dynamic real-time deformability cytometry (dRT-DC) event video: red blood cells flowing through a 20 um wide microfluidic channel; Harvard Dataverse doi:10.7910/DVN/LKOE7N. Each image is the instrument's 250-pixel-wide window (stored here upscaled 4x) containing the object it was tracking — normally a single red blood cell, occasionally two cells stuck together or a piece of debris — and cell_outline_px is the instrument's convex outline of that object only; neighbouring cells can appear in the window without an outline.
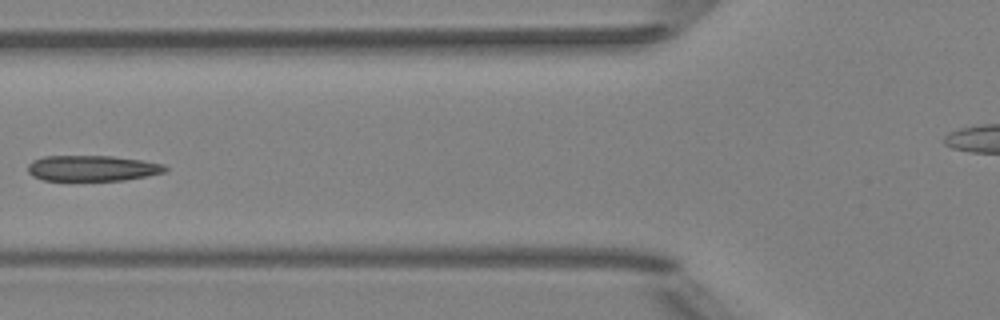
{"species": "Egyptian fruit bat (a non-hibernating species)", "species_latin": "Rousettus aegyptiacus", "temperature_condition": "room temperature", "stored_images_in_passage": 6, "camera_frame_rate_fps": 3000, "um_per_image_px": 0.085, "animal": {"sex": "female"}, "frame": {"image": 1, "passage_image": 5, "time_ms": 4.667, "image_size_px": [1000, 320], "cell_outline_px": [[168, 168], [164, 172], [148, 176], [124, 180], [44, 180], [32, 176], [28, 172], [28, 164], [32, 160], [44, 156], [112, 156], [140, 160], [164, 164]], "centroid_in_image_um": [7.83, 14.3], "position_along_channel_um": 118.0, "area_um2": 20.52}}
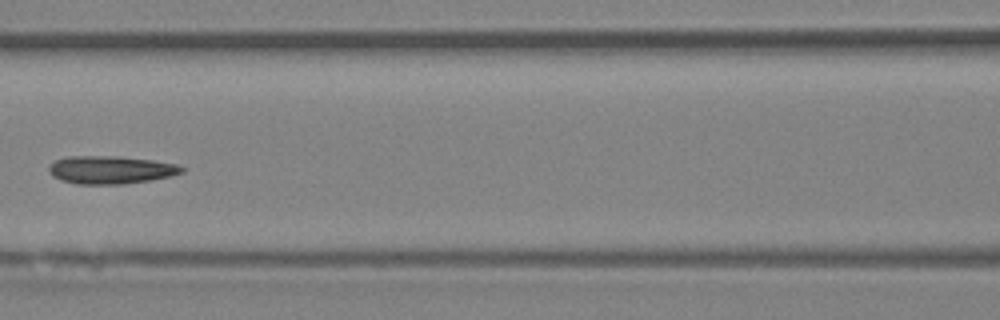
{"frame": {"image": 2, "passage_image": 6, "time_ms": 5.667, "image_size_px": [1000, 320], "cell_outline_px": [[184, 172], [172, 176], [152, 180], [124, 184], [76, 184], [60, 180], [52, 176], [48, 172], [48, 168], [56, 160], [68, 156], [120, 156], [152, 160], [176, 164], [184, 168]], "centroid_in_image_um": [9.41, 14.44], "position_along_channel_um": 157.2, "area_um2": 21.79}}